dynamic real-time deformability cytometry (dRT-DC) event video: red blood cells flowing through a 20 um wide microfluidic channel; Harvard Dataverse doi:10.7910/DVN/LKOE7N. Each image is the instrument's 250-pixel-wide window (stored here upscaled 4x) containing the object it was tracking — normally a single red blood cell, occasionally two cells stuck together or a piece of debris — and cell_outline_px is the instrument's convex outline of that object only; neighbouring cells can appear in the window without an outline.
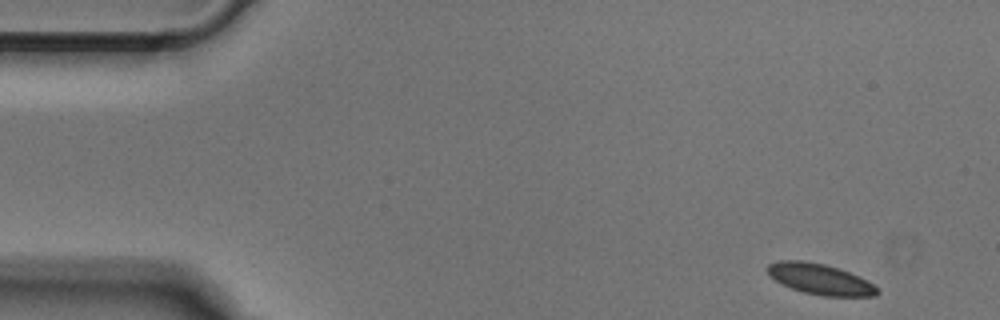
{"species": "Egyptian fruit bat (a non-hibernating species)", "species_latin": "Rousettus aegyptiacus", "temperature_condition": "cold", "stored_images_in_passage": 50, "camera_frame_rate_fps": 3000, "um_per_image_px": 0.085, "animal": {"sex": "male"}, "frame": {"image": 1, "passage_image": 1, "time_ms": 0.0, "image_size_px": [1000, 320], "cell_outline_px": [[880, 292], [876, 296], [824, 296], [804, 292], [792, 288], [776, 280], [768, 272], [768, 264], [780, 260], [804, 260], [824, 264], [840, 268], [872, 284]], "centroid_in_image_um": [69.7, 23.72], "position_along_channel_um": 15.3, "area_um2": 19.25}}
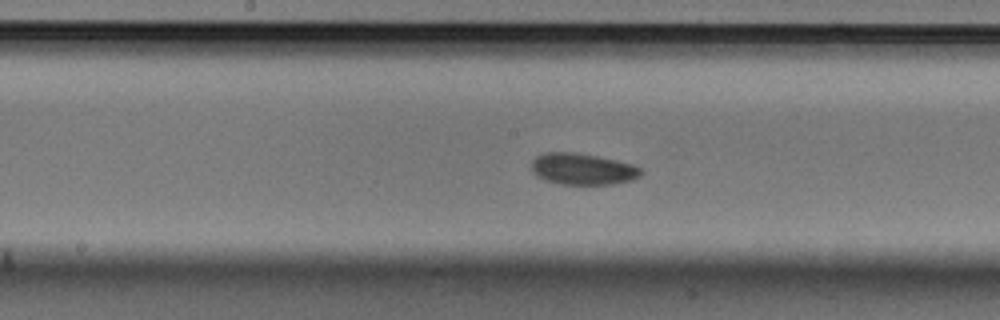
{"frame": {"image": 2, "passage_image": 23, "time_ms": 7.333, "image_size_px": [1000, 320], "cell_outline_px": [[644, 172], [640, 176], [632, 180], [612, 184], [560, 184], [544, 180], [536, 176], [532, 172], [532, 160], [536, 156], [544, 152], [576, 152], [616, 160], [632, 164], [640, 168]], "centroid_in_image_um": [49.5, 14.36], "position_along_channel_um": 198.7, "area_um2": 20.17}}
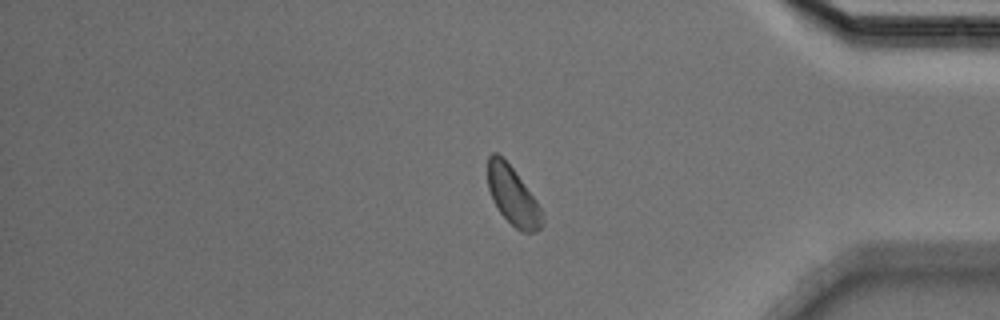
{"frame": {"image": 3, "passage_image": 40, "time_ms": 13.0, "image_size_px": [1000, 320], "cell_outline_px": [[544, 224], [540, 228], [532, 232], [524, 232], [516, 228], [500, 212], [492, 200], [488, 188], [488, 156], [492, 152], [496, 152], [512, 168], [536, 200], [544, 212]], "centroid_in_image_um": [43.6, 16.67], "position_along_channel_um": 391.6, "area_um2": 18.32}}